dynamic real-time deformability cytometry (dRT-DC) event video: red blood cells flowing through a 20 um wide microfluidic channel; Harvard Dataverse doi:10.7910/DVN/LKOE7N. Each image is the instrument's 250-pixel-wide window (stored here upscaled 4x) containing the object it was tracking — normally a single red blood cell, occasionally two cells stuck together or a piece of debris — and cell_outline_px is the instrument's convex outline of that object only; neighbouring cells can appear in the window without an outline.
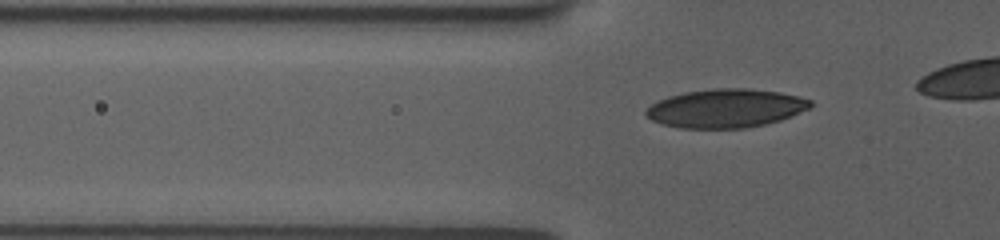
{"species": "human", "species_latin": "Homo sapiens", "temperature_condition": "room temperature", "stored_images_in_passage": 13, "camera_frame_rate_fps": 3000, "um_per_image_px": 0.085, "donor": {"sex": "female"}, "frame": {"image": 1, "passage_image": 11, "time_ms": 4.667, "image_size_px": [1000, 240], "cell_outline_px": [[812, 104], [808, 108], [780, 120], [764, 124], [744, 128], [680, 128], [660, 124], [652, 120], [644, 112], [652, 104], [668, 96], [684, 92], [712, 88], [748, 88], [780, 92], [812, 100]], "centroid_in_image_um": [61.66, 9.2], "position_along_channel_um": 64.1, "area_um2": 36.82}}